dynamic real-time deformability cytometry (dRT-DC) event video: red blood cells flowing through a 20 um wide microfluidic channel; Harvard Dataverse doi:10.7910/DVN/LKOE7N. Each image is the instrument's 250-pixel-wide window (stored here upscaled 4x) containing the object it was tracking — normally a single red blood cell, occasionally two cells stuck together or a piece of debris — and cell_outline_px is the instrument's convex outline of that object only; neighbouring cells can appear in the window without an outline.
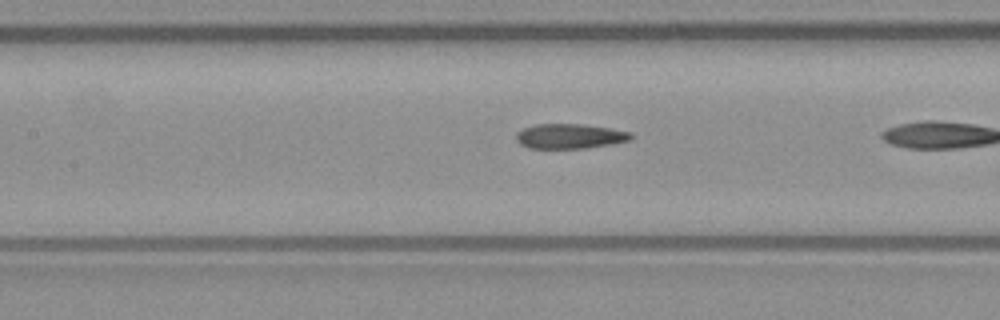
{"species": "common noctule bat (a hibernating species)", "species_latin": "Nyctalus noctula", "temperature_condition": "warm", "stored_images_in_passage": 24, "camera_frame_rate_fps": 3000, "um_per_image_px": 0.085, "animal": {"sex": "male", "body_mass_g": 23.1, "forearm_length_mm": 52.7}, "frame": {"image": 1, "passage_image": 20, "time_ms": 6.333, "image_size_px": [1000, 320], "cell_outline_px": [[632, 140], [612, 144], [584, 148], [528, 148], [520, 144], [516, 140], [516, 132], [524, 128], [536, 124], [580, 124], [608, 128], [632, 132]], "centroid_in_image_um": [48.43, 11.58], "position_along_channel_um": 159.0, "area_um2": 16.59}}
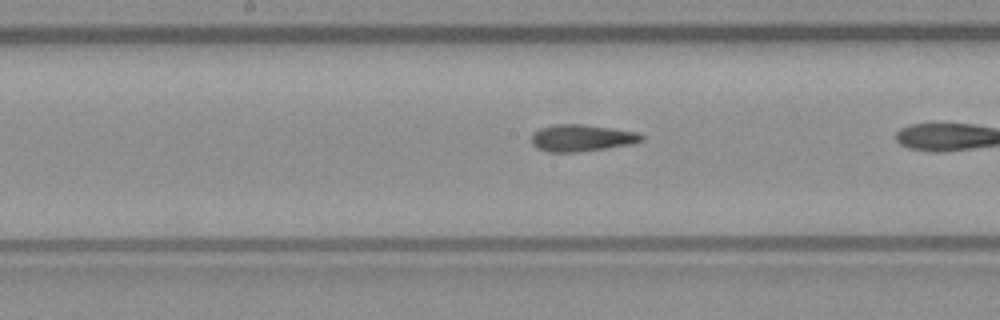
{"frame": {"image": 2, "passage_image": 23, "time_ms": 7.333, "image_size_px": [1000, 320], "cell_outline_px": [[644, 140], [632, 144], [576, 152], [548, 152], [536, 148], [532, 144], [532, 132], [540, 128], [552, 124], [580, 124], [636, 132], [644, 136]], "centroid_in_image_um": [49.39, 11.73], "position_along_channel_um": 198.8, "area_um2": 17.11}}